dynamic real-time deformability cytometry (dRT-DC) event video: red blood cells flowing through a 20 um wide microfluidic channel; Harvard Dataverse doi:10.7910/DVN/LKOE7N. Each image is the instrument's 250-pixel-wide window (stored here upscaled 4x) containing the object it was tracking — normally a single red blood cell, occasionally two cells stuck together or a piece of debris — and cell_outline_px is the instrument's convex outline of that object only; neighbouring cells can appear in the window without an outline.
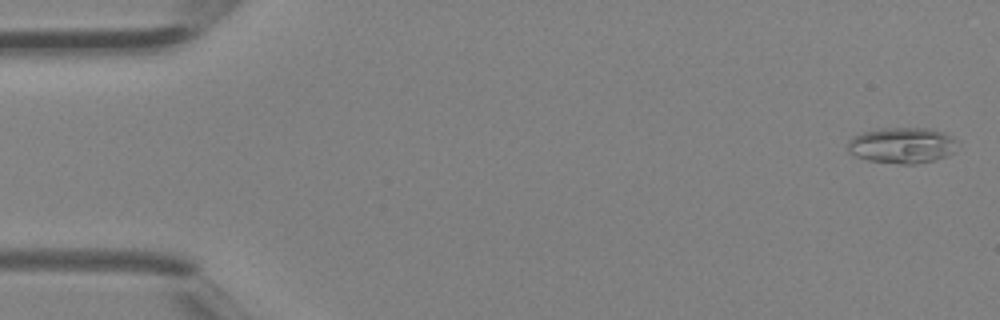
{"species": "Egyptian fruit bat (a non-hibernating species)", "species_latin": "Rousettus aegyptiacus", "temperature_condition": "room temperature", "stored_images_in_passage": 5, "camera_frame_rate_fps": 3000, "um_per_image_px": 0.085, "animal": {"sex": "female"}, "frame": {"image": 1, "passage_image": 1, "time_ms": 0.0, "image_size_px": [1000, 320], "cell_outline_px": [[956, 140], [952, 152], [944, 156], [932, 160], [912, 164], [900, 164], [868, 160], [852, 156], [848, 152], [848, 140], [852, 136], [860, 132], [880, 128], [932, 128], [944, 132], [952, 136]], "centroid_in_image_um": [76.59, 12.33], "position_along_channel_um": 8.4, "area_um2": 23.0}}